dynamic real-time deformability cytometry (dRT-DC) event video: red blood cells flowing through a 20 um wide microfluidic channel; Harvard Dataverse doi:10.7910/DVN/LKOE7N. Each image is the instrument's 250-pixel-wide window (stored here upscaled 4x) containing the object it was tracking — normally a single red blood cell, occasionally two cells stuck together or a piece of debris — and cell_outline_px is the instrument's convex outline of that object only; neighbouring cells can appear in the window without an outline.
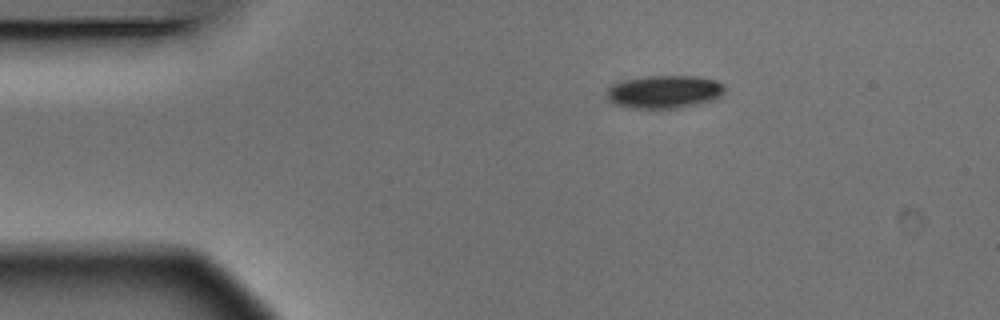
{"species": "Egyptian fruit bat (a non-hibernating species)", "species_latin": "Rousettus aegyptiacus", "temperature_condition": "warm", "stored_images_in_passage": 5, "camera_frame_rate_fps": 3000, "um_per_image_px": 0.085, "animal": {"sex": "male"}, "frame": {"image": 1, "passage_image": 1, "time_ms": 0.0, "image_size_px": [1000, 320], "cell_outline_px": [[724, 92], [720, 96], [712, 100], [696, 104], [676, 108], [628, 108], [616, 104], [608, 100], [608, 88], [612, 84], [624, 80], [648, 76], [692, 76], [716, 80], [724, 84]], "centroid_in_image_um": [56.46, 7.8], "position_along_channel_um": 28.5, "area_um2": 22.48}}
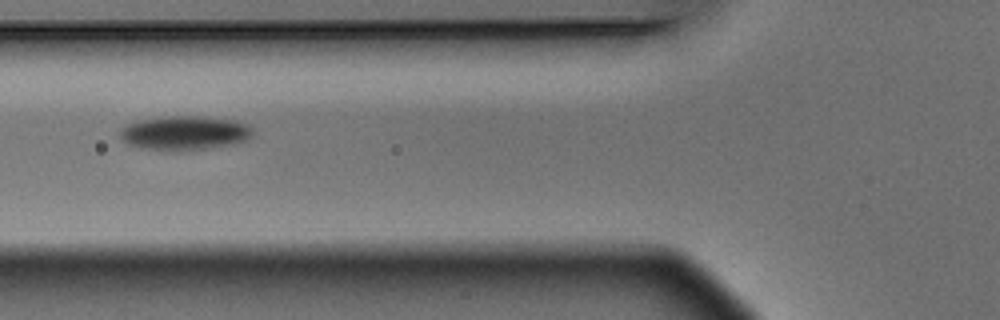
{"frame": {"image": 2, "passage_image": 4, "time_ms": 1.0, "image_size_px": [1000, 320], "cell_outline_px": [[252, 136], [248, 140], [232, 144], [208, 148], [140, 148], [128, 144], [120, 136], [120, 128], [124, 124], [136, 120], [168, 116], [200, 116], [236, 120], [248, 124], [252, 128]], "centroid_in_image_um": [15.7, 11.25], "position_along_channel_um": 110.1, "area_um2": 25.95}}
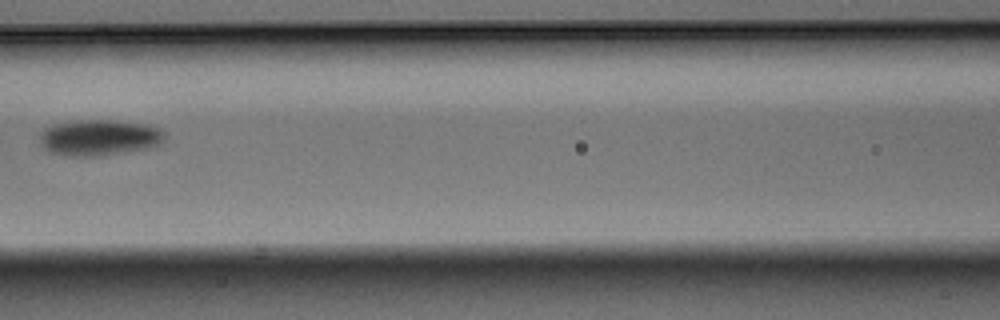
{"frame": {"image": 3, "passage_image": 5, "time_ms": 1.333, "image_size_px": [1000, 320], "cell_outline_px": [[164, 140], [160, 144], [148, 148], [104, 156], [68, 156], [52, 152], [44, 148], [40, 144], [40, 132], [44, 128], [52, 124], [76, 120], [112, 120], [148, 124], [160, 128], [164, 132]], "centroid_in_image_um": [8.43, 11.69], "position_along_channel_um": 158.2, "area_um2": 26.53}}